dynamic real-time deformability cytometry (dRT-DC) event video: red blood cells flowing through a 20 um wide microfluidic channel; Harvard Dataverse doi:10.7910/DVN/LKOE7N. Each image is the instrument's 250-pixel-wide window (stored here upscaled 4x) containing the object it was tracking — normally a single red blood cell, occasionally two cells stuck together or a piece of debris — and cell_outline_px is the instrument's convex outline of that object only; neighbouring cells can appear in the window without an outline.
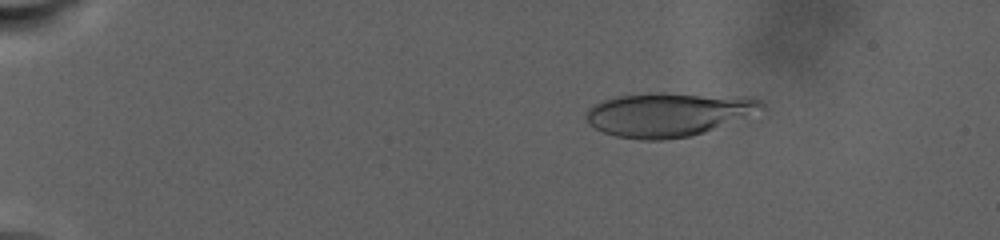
{"species": "human", "species_latin": "Homo sapiens", "temperature_condition": "warm", "stored_images_in_passage": 47, "camera_frame_rate_fps": 3000, "um_per_image_px": 0.085, "donor": {"sex": "male"}, "frame": {"image": 1, "passage_image": 8, "time_ms": 5.0, "image_size_px": [1000, 240], "cell_outline_px": [[764, 108], [704, 132], [688, 136], [664, 140], [640, 140], [616, 136], [604, 132], [588, 124], [588, 108], [604, 100], [620, 96], [700, 96], [756, 100], [764, 104]], "centroid_in_image_um": [56.66, 9.81], "position_along_channel_um": 28.3, "area_um2": 41.67}}
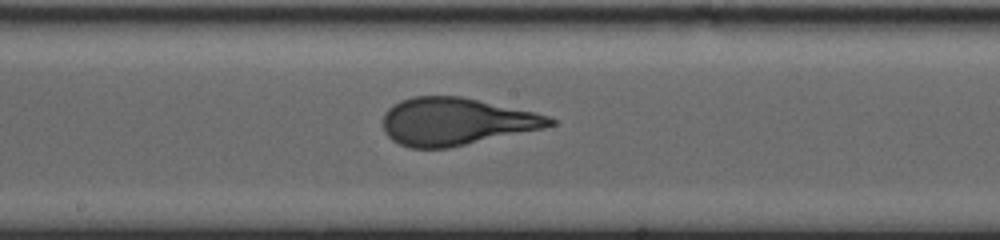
{"frame": {"image": 2, "passage_image": 24, "time_ms": 17.0, "image_size_px": [1000, 240], "cell_outline_px": [[556, 124], [544, 128], [448, 148], [408, 148], [392, 140], [384, 132], [384, 112], [392, 104], [400, 100], [412, 96], [460, 96], [532, 112], [548, 116], [556, 120]], "centroid_in_image_um": [38.71, 10.33], "position_along_channel_um": 209.5, "area_um2": 45.89}}
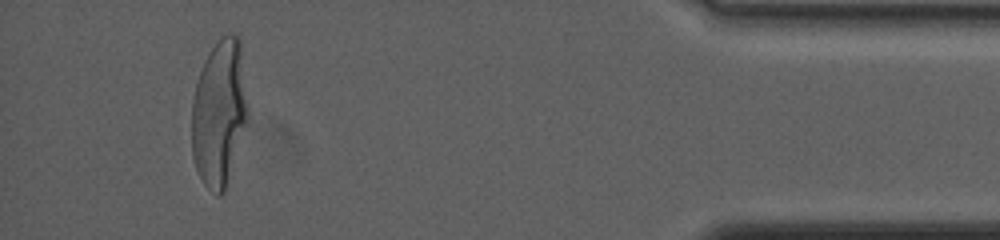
{"frame": {"image": 3, "passage_image": 42, "time_ms": 27.667, "image_size_px": [1000, 240], "cell_outline_px": [[248, 124], [224, 192], [220, 196], [216, 196], [204, 184], [196, 168], [192, 156], [192, 100], [196, 84], [204, 60], [208, 52], [220, 36], [232, 32], [240, 36], [248, 108]], "centroid_in_image_um": [18.66, 9.58], "position_along_channel_um": 416.5, "area_um2": 48.67}, "authors_computed_cell_mechanics": {"area_um2": 45.8932, "velocity_mm_per_s": 2.4224, "shape_relaxation_time_tau1_ms": 7.6428, "shape_relaxation_time_tau2_ms": null, "deformation_change_tau1": 0.2474, "deformation_change_tau2": null}}